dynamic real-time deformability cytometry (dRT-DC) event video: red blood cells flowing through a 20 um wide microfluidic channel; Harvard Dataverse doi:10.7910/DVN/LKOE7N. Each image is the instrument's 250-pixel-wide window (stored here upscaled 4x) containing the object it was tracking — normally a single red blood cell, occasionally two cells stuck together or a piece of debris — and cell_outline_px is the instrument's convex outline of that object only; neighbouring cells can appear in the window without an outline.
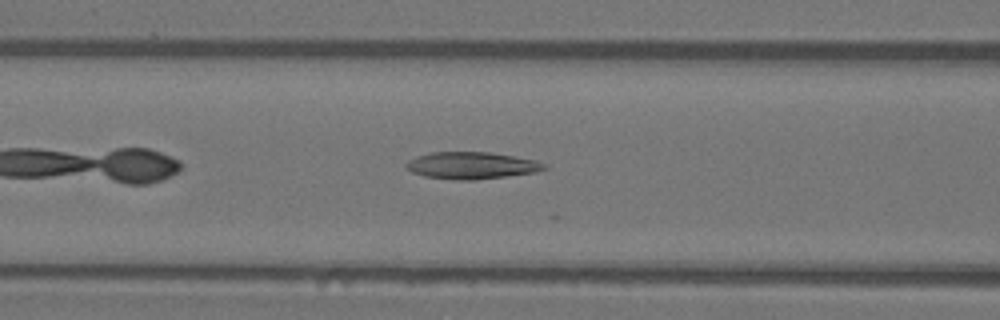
{"species": "Egyptian fruit bat (a non-hibernating species)", "species_latin": "Rousettus aegyptiacus", "temperature_condition": "warm", "stored_images_in_passage": 33, "camera_frame_rate_fps": 3000, "um_per_image_px": 0.085, "animal": {"sex": "female"}, "frame": {"image": 1, "passage_image": 8, "time_ms": 2.333, "image_size_px": [1000, 320], "cell_outline_px": [[548, 168], [536, 172], [476, 180], [456, 180], [424, 176], [412, 172], [404, 164], [408, 160], [416, 156], [428, 152], [488, 152], [536, 160], [548, 164]], "centroid_in_image_um": [40.09, 14.06], "position_along_channel_um": 126.5, "area_um2": 21.79}}
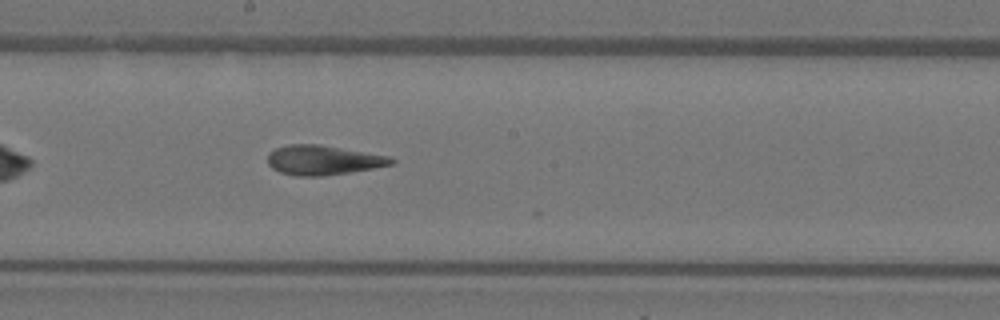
{"frame": {"image": 2, "passage_image": 15, "time_ms": 4.667, "image_size_px": [1000, 320], "cell_outline_px": [[396, 160], [392, 164], [372, 168], [348, 172], [320, 176], [296, 176], [280, 172], [272, 168], [268, 164], [268, 156], [276, 148], [288, 144], [320, 144], [388, 156]], "centroid_in_image_um": [27.44, 13.6], "position_along_channel_um": 220.8, "area_um2": 21.04}}
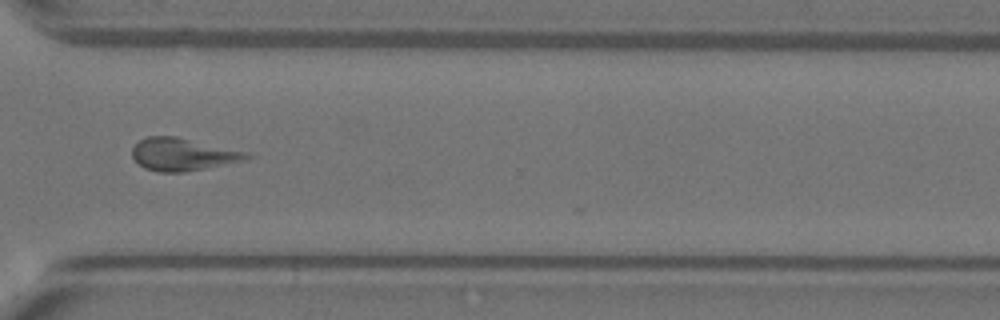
{"frame": {"image": 3, "passage_image": 25, "time_ms": 8.0, "image_size_px": [1000, 320], "cell_outline_px": [[256, 156], [244, 160], [184, 172], [160, 172], [144, 168], [132, 156], [132, 148], [140, 140], [148, 136], [176, 136], [248, 152]], "centroid_in_image_um": [15.55, 13.11], "position_along_channel_um": 355.1, "area_um2": 21.56}, "authors_computed_cell_mechanics": {"area_um2": 21.2126, "velocity_mm_per_s": 4.041, "shape_relaxation_time_tau1_ms": null, "shape_relaxation_time_tau2_ms": 3.3715, "deformation_change_tau1": null, "deformation_change_tau2": 0.1461}}